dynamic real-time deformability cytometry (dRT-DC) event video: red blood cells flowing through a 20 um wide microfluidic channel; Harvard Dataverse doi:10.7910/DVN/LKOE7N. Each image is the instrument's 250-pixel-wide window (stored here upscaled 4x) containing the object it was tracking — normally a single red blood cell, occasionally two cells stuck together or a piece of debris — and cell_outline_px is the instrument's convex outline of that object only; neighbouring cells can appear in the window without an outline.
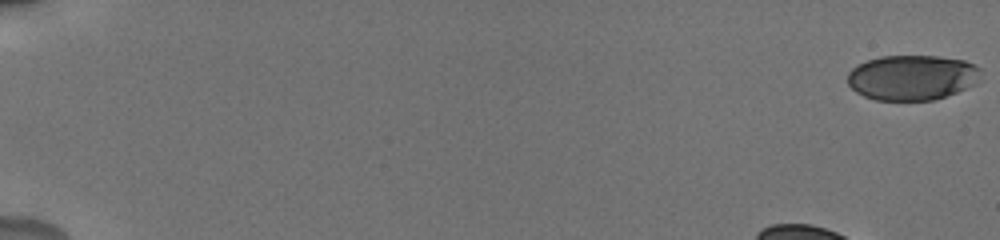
{"species": "human", "species_latin": "Homo sapiens", "temperature_condition": "cold", "stored_images_in_passage": 16, "segment_of_instrument_passage": [1, 2], "camera_frame_rate_fps": 3000, "um_per_image_px": 0.085, "donor": {"sex": "male"}, "frame": {"image": 1, "passage_image": 1, "time_ms": 0.0, "image_size_px": [1000, 240], "cell_outline_px": [[980, 68], [976, 84], [936, 100], [876, 100], [864, 96], [856, 92], [848, 84], [848, 72], [856, 64], [880, 56], [936, 56], [964, 60]], "centroid_in_image_um": [77.5, 6.59], "position_along_channel_um": 7.5, "area_um2": 35.03}}
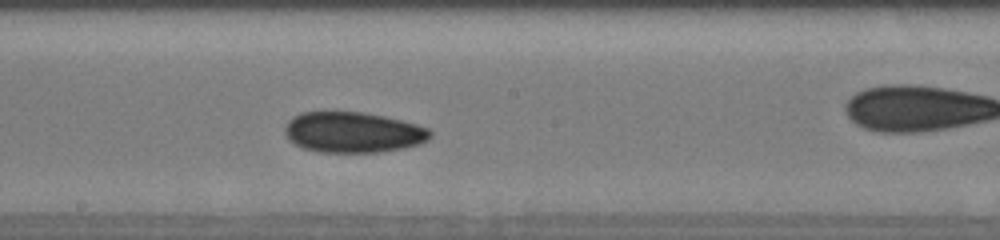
{"frame": {"image": 2, "passage_image": 15, "time_ms": 9.667, "image_size_px": [1000, 240], "cell_outline_px": [[432, 136], [428, 140], [420, 144], [404, 148], [380, 152], [320, 152], [304, 148], [288, 140], [284, 132], [284, 128], [288, 120], [292, 116], [300, 112], [364, 112], [384, 116], [416, 124], [428, 128], [432, 132]], "centroid_in_image_um": [30.0, 11.24], "position_along_channel_um": 218.2, "area_um2": 34.62}}